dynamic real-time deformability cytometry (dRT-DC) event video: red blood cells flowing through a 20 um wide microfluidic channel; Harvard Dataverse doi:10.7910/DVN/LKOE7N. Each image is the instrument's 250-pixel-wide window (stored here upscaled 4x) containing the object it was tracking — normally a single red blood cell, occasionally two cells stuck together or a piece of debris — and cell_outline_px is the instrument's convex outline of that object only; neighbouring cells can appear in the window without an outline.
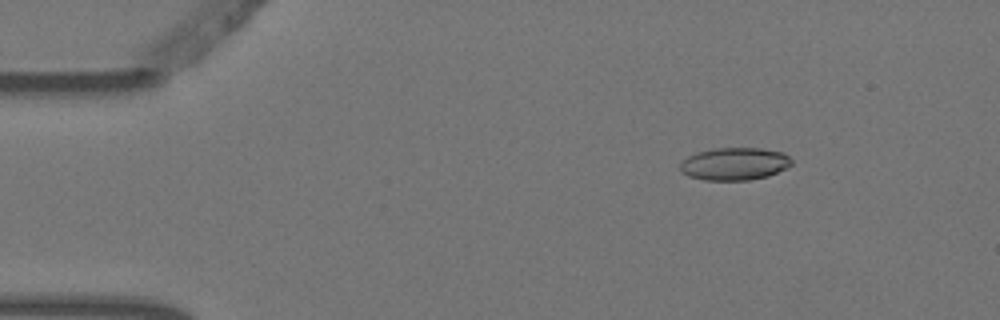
{"species": "Egyptian fruit bat (a non-hibernating species)", "species_latin": "Rousettus aegyptiacus", "temperature_condition": "warm", "stored_images_in_passage": 4, "camera_frame_rate_fps": 3000, "um_per_image_px": 0.085, "animal": {"sex": "female"}, "frame": {"image": 1, "passage_image": 2, "time_ms": 0.333, "image_size_px": [1000, 320], "cell_outline_px": [[792, 164], [788, 168], [768, 176], [748, 180], [704, 180], [688, 176], [680, 172], [680, 164], [688, 156], [696, 152], [712, 148], [760, 148], [784, 152], [792, 160]], "centroid_in_image_um": [62.44, 13.92], "position_along_channel_um": 22.6, "area_um2": 21.39}}
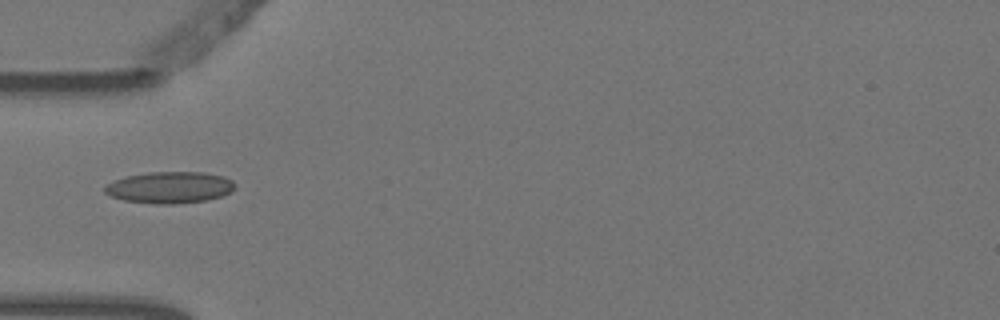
{"frame": {"image": 2, "passage_image": 4, "time_ms": 1.0, "image_size_px": [1000, 320], "cell_outline_px": [[236, 188], [232, 192], [224, 196], [204, 200], [172, 204], [156, 204], [124, 200], [112, 196], [104, 192], [104, 188], [108, 184], [116, 180], [128, 176], [148, 172], [204, 172], [224, 176], [232, 180], [236, 184]], "centroid_in_image_um": [14.5, 15.93], "position_along_channel_um": 70.5, "area_um2": 23.93}}